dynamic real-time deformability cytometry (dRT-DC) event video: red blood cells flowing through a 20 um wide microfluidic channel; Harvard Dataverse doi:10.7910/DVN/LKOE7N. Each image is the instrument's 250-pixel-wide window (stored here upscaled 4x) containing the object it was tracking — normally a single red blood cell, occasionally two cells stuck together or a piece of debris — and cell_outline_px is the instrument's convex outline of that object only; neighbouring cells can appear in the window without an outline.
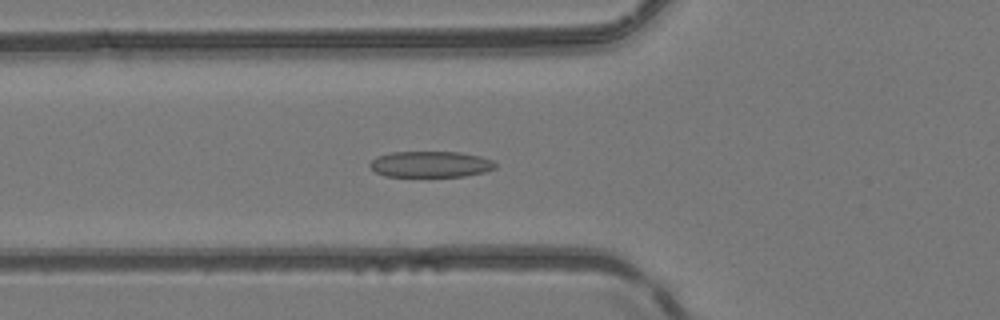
{"species": "common noctule bat (a hibernating species)", "species_latin": "Nyctalus noctula", "temperature_condition": "room temperature", "stored_images_in_passage": 51, "camera_frame_rate_fps": 3000, "um_per_image_px": 0.085, "animal": {"sex": "female", "body_mass_g": 24.6, "forearm_length_mm": 56.2}, "frame": {"image": 1, "passage_image": 19, "time_ms": 6.0, "image_size_px": [1000, 320], "cell_outline_px": [[496, 168], [484, 172], [464, 176], [384, 176], [376, 172], [368, 164], [372, 160], [380, 156], [392, 152], [460, 152], [480, 156], [492, 160], [496, 164]], "centroid_in_image_um": [36.62, 13.96], "position_along_channel_um": 89.2, "area_um2": 18.9}}
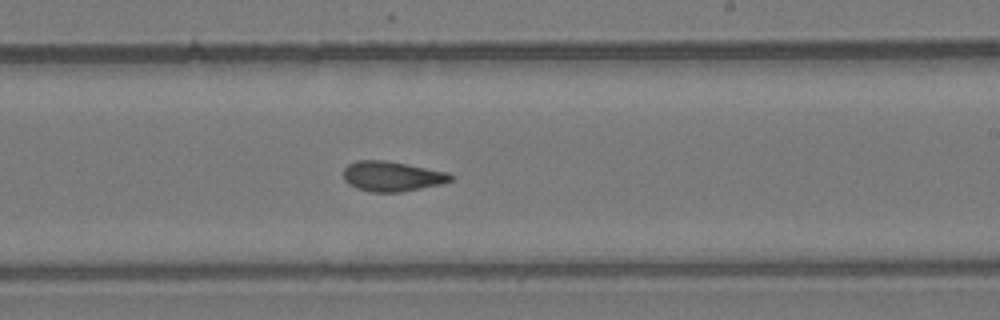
{"frame": {"image": 2, "passage_image": 31, "time_ms": 10.0, "image_size_px": [1000, 320], "cell_outline_px": [[452, 180], [440, 184], [400, 192], [372, 192], [356, 188], [348, 184], [344, 180], [344, 168], [348, 164], [356, 160], [384, 160], [448, 172], [452, 176]], "centroid_in_image_um": [33.27, 14.98], "position_along_channel_um": 255.7, "area_um2": 18.61}}
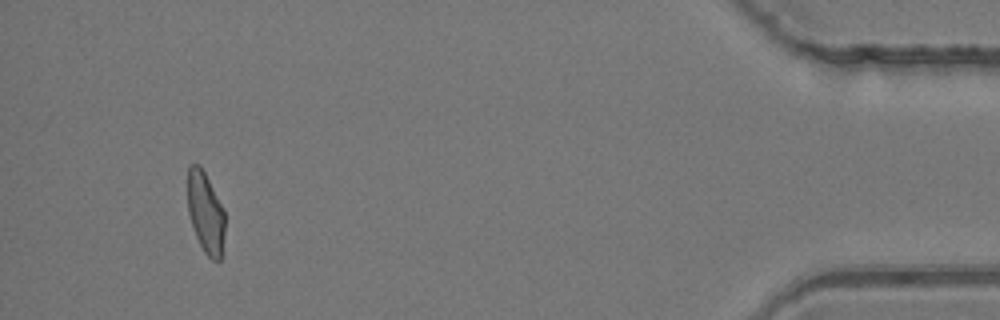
{"frame": {"image": 3, "passage_image": 48, "time_ms": 15.667, "image_size_px": [1000, 320], "cell_outline_px": [[224, 232], [220, 260], [212, 260], [204, 252], [196, 236], [188, 212], [188, 164], [200, 164], [224, 208]], "centroid_in_image_um": [17.47, 18.04], "position_along_channel_um": 417.7, "area_um2": 17.51}, "authors_computed_cell_mechanics": {"area_um2": 18.8428, "velocity_mm_per_s": 4.1413, "shape_relaxation_time_tau1_ms": null, "shape_relaxation_time_tau2_ms": 1.89, "deformation_change_tau1": null, "deformation_change_tau2": 0.0844}}